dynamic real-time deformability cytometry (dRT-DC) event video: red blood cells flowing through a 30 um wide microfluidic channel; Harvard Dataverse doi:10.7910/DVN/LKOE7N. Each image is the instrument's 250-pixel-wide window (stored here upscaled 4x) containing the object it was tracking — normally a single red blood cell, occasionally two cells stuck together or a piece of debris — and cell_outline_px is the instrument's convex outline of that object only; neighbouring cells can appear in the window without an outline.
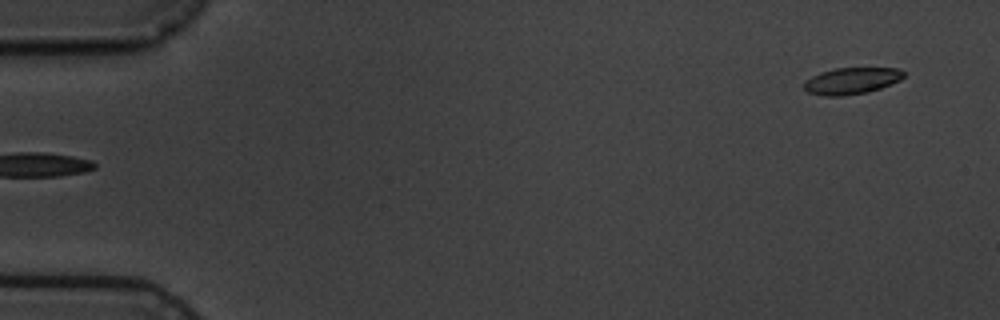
{"species": "common noctule bat (a hibernating species)", "species_latin": "Nyctalus noctula", "temperature_condition": "cold", "stored_images_in_passage": 2, "camera_frame_rate_fps": 3000, "um_per_image_px": 0.085, "animal": {"sex": "male", "body_mass_g": 19.5, "forearm_length_mm": 54.6}, "frame": {"image": 1, "passage_image": 2, "time_ms": 1.333, "image_size_px": [1000, 320], "cell_outline_px": [[904, 76], [900, 80], [880, 88], [868, 92], [844, 96], [824, 96], [808, 92], [804, 88], [804, 80], [820, 72], [836, 68], [900, 68], [904, 72]], "centroid_in_image_um": [72.37, 6.87], "position_along_channel_um": 12.6, "area_um2": 15.49}}